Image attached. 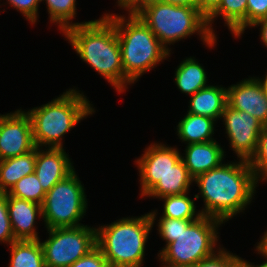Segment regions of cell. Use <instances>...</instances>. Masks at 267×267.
<instances>
[{
	"mask_svg": "<svg viewBox=\"0 0 267 267\" xmlns=\"http://www.w3.org/2000/svg\"><path fill=\"white\" fill-rule=\"evenodd\" d=\"M196 219H170L167 217H159L157 227L159 237L166 242L164 248L171 242L176 240V237L183 229Z\"/></svg>",
	"mask_w": 267,
	"mask_h": 267,
	"instance_id": "29",
	"label": "cell"
},
{
	"mask_svg": "<svg viewBox=\"0 0 267 267\" xmlns=\"http://www.w3.org/2000/svg\"><path fill=\"white\" fill-rule=\"evenodd\" d=\"M216 141L192 143L185 147L181 158L188 169L189 175L195 179L200 174L220 166L225 159L226 152Z\"/></svg>",
	"mask_w": 267,
	"mask_h": 267,
	"instance_id": "16",
	"label": "cell"
},
{
	"mask_svg": "<svg viewBox=\"0 0 267 267\" xmlns=\"http://www.w3.org/2000/svg\"><path fill=\"white\" fill-rule=\"evenodd\" d=\"M249 164L260 182H267V124L263 125L255 155Z\"/></svg>",
	"mask_w": 267,
	"mask_h": 267,
	"instance_id": "27",
	"label": "cell"
},
{
	"mask_svg": "<svg viewBox=\"0 0 267 267\" xmlns=\"http://www.w3.org/2000/svg\"><path fill=\"white\" fill-rule=\"evenodd\" d=\"M138 1L140 0H117V7H120L121 9H130L132 6H134Z\"/></svg>",
	"mask_w": 267,
	"mask_h": 267,
	"instance_id": "38",
	"label": "cell"
},
{
	"mask_svg": "<svg viewBox=\"0 0 267 267\" xmlns=\"http://www.w3.org/2000/svg\"><path fill=\"white\" fill-rule=\"evenodd\" d=\"M216 123L217 121L212 118L186 113L176 126V134L186 145L210 142L215 140L212 135H214Z\"/></svg>",
	"mask_w": 267,
	"mask_h": 267,
	"instance_id": "20",
	"label": "cell"
},
{
	"mask_svg": "<svg viewBox=\"0 0 267 267\" xmlns=\"http://www.w3.org/2000/svg\"><path fill=\"white\" fill-rule=\"evenodd\" d=\"M194 179L189 175L182 158L160 179L157 184L144 196L161 198L190 192Z\"/></svg>",
	"mask_w": 267,
	"mask_h": 267,
	"instance_id": "19",
	"label": "cell"
},
{
	"mask_svg": "<svg viewBox=\"0 0 267 267\" xmlns=\"http://www.w3.org/2000/svg\"><path fill=\"white\" fill-rule=\"evenodd\" d=\"M41 2H45L49 14V20L51 24L53 23L58 26L60 33H63L71 26L89 22H72L77 14L76 0H41Z\"/></svg>",
	"mask_w": 267,
	"mask_h": 267,
	"instance_id": "25",
	"label": "cell"
},
{
	"mask_svg": "<svg viewBox=\"0 0 267 267\" xmlns=\"http://www.w3.org/2000/svg\"><path fill=\"white\" fill-rule=\"evenodd\" d=\"M158 1L179 6H196V0H158Z\"/></svg>",
	"mask_w": 267,
	"mask_h": 267,
	"instance_id": "37",
	"label": "cell"
},
{
	"mask_svg": "<svg viewBox=\"0 0 267 267\" xmlns=\"http://www.w3.org/2000/svg\"><path fill=\"white\" fill-rule=\"evenodd\" d=\"M221 120L230 148L237 160L250 161L255 155L263 123L257 118L226 105Z\"/></svg>",
	"mask_w": 267,
	"mask_h": 267,
	"instance_id": "10",
	"label": "cell"
},
{
	"mask_svg": "<svg viewBox=\"0 0 267 267\" xmlns=\"http://www.w3.org/2000/svg\"><path fill=\"white\" fill-rule=\"evenodd\" d=\"M189 192L164 196L159 198L163 203V213L160 217H167L170 219H198L202 216L200 210H196L197 200L196 196L192 199L188 196Z\"/></svg>",
	"mask_w": 267,
	"mask_h": 267,
	"instance_id": "24",
	"label": "cell"
},
{
	"mask_svg": "<svg viewBox=\"0 0 267 267\" xmlns=\"http://www.w3.org/2000/svg\"><path fill=\"white\" fill-rule=\"evenodd\" d=\"M218 17L224 19L234 38H240L247 30V0H221L218 7L206 18L210 32L216 37L212 24Z\"/></svg>",
	"mask_w": 267,
	"mask_h": 267,
	"instance_id": "18",
	"label": "cell"
},
{
	"mask_svg": "<svg viewBox=\"0 0 267 267\" xmlns=\"http://www.w3.org/2000/svg\"><path fill=\"white\" fill-rule=\"evenodd\" d=\"M12 197L43 204L46 192L35 173L24 176L7 192Z\"/></svg>",
	"mask_w": 267,
	"mask_h": 267,
	"instance_id": "26",
	"label": "cell"
},
{
	"mask_svg": "<svg viewBox=\"0 0 267 267\" xmlns=\"http://www.w3.org/2000/svg\"><path fill=\"white\" fill-rule=\"evenodd\" d=\"M69 267H110L102 251L96 246Z\"/></svg>",
	"mask_w": 267,
	"mask_h": 267,
	"instance_id": "33",
	"label": "cell"
},
{
	"mask_svg": "<svg viewBox=\"0 0 267 267\" xmlns=\"http://www.w3.org/2000/svg\"><path fill=\"white\" fill-rule=\"evenodd\" d=\"M170 51L168 45L199 35L208 48L217 45V38L210 32L206 17L197 6H179L158 0H140L130 8Z\"/></svg>",
	"mask_w": 267,
	"mask_h": 267,
	"instance_id": "3",
	"label": "cell"
},
{
	"mask_svg": "<svg viewBox=\"0 0 267 267\" xmlns=\"http://www.w3.org/2000/svg\"><path fill=\"white\" fill-rule=\"evenodd\" d=\"M95 112L84 92L74 87L50 102L26 111L38 148H63V136Z\"/></svg>",
	"mask_w": 267,
	"mask_h": 267,
	"instance_id": "4",
	"label": "cell"
},
{
	"mask_svg": "<svg viewBox=\"0 0 267 267\" xmlns=\"http://www.w3.org/2000/svg\"><path fill=\"white\" fill-rule=\"evenodd\" d=\"M167 144L151 143L145 147L144 153L135 159L140 176V197L144 196L164 177V175L181 159L178 148Z\"/></svg>",
	"mask_w": 267,
	"mask_h": 267,
	"instance_id": "12",
	"label": "cell"
},
{
	"mask_svg": "<svg viewBox=\"0 0 267 267\" xmlns=\"http://www.w3.org/2000/svg\"><path fill=\"white\" fill-rule=\"evenodd\" d=\"M16 241L8 214L6 193L0 192V243L9 246Z\"/></svg>",
	"mask_w": 267,
	"mask_h": 267,
	"instance_id": "30",
	"label": "cell"
},
{
	"mask_svg": "<svg viewBox=\"0 0 267 267\" xmlns=\"http://www.w3.org/2000/svg\"><path fill=\"white\" fill-rule=\"evenodd\" d=\"M157 209L138 217H123L96 227V246L110 267H142L145 246L157 218Z\"/></svg>",
	"mask_w": 267,
	"mask_h": 267,
	"instance_id": "6",
	"label": "cell"
},
{
	"mask_svg": "<svg viewBox=\"0 0 267 267\" xmlns=\"http://www.w3.org/2000/svg\"><path fill=\"white\" fill-rule=\"evenodd\" d=\"M234 161L223 162L193 181L199 189V193L195 194L197 200L202 197L204 202L201 214L223 223L244 213L255 198L256 187L260 183L249 161Z\"/></svg>",
	"mask_w": 267,
	"mask_h": 267,
	"instance_id": "1",
	"label": "cell"
},
{
	"mask_svg": "<svg viewBox=\"0 0 267 267\" xmlns=\"http://www.w3.org/2000/svg\"><path fill=\"white\" fill-rule=\"evenodd\" d=\"M84 184L74 170L45 194L42 204L46 229L78 227L88 206Z\"/></svg>",
	"mask_w": 267,
	"mask_h": 267,
	"instance_id": "8",
	"label": "cell"
},
{
	"mask_svg": "<svg viewBox=\"0 0 267 267\" xmlns=\"http://www.w3.org/2000/svg\"><path fill=\"white\" fill-rule=\"evenodd\" d=\"M62 35L80 59L106 79L117 93L133 84L124 75L115 25L105 14L97 20L71 26Z\"/></svg>",
	"mask_w": 267,
	"mask_h": 267,
	"instance_id": "2",
	"label": "cell"
},
{
	"mask_svg": "<svg viewBox=\"0 0 267 267\" xmlns=\"http://www.w3.org/2000/svg\"><path fill=\"white\" fill-rule=\"evenodd\" d=\"M10 7L21 12V14L34 25L37 23L39 16V5L41 0H6Z\"/></svg>",
	"mask_w": 267,
	"mask_h": 267,
	"instance_id": "31",
	"label": "cell"
},
{
	"mask_svg": "<svg viewBox=\"0 0 267 267\" xmlns=\"http://www.w3.org/2000/svg\"><path fill=\"white\" fill-rule=\"evenodd\" d=\"M221 0H196L197 9L207 18L219 5Z\"/></svg>",
	"mask_w": 267,
	"mask_h": 267,
	"instance_id": "34",
	"label": "cell"
},
{
	"mask_svg": "<svg viewBox=\"0 0 267 267\" xmlns=\"http://www.w3.org/2000/svg\"><path fill=\"white\" fill-rule=\"evenodd\" d=\"M259 243L267 250V230L264 232V235L260 237Z\"/></svg>",
	"mask_w": 267,
	"mask_h": 267,
	"instance_id": "40",
	"label": "cell"
},
{
	"mask_svg": "<svg viewBox=\"0 0 267 267\" xmlns=\"http://www.w3.org/2000/svg\"><path fill=\"white\" fill-rule=\"evenodd\" d=\"M256 244L257 245H255L256 246L255 251H257V254L263 256L264 259L266 258V260L262 264H258V265L257 264L255 265L254 263L246 260V266L247 267H267V250L259 242H257Z\"/></svg>",
	"mask_w": 267,
	"mask_h": 267,
	"instance_id": "36",
	"label": "cell"
},
{
	"mask_svg": "<svg viewBox=\"0 0 267 267\" xmlns=\"http://www.w3.org/2000/svg\"><path fill=\"white\" fill-rule=\"evenodd\" d=\"M260 26V41L263 42V45L267 48V18L258 20L252 27Z\"/></svg>",
	"mask_w": 267,
	"mask_h": 267,
	"instance_id": "35",
	"label": "cell"
},
{
	"mask_svg": "<svg viewBox=\"0 0 267 267\" xmlns=\"http://www.w3.org/2000/svg\"><path fill=\"white\" fill-rule=\"evenodd\" d=\"M257 79L261 83L262 88H263L264 93H265V97L267 98V72H266L264 77H262V78L257 77Z\"/></svg>",
	"mask_w": 267,
	"mask_h": 267,
	"instance_id": "39",
	"label": "cell"
},
{
	"mask_svg": "<svg viewBox=\"0 0 267 267\" xmlns=\"http://www.w3.org/2000/svg\"><path fill=\"white\" fill-rule=\"evenodd\" d=\"M9 247V267H45L40 240H16Z\"/></svg>",
	"mask_w": 267,
	"mask_h": 267,
	"instance_id": "23",
	"label": "cell"
},
{
	"mask_svg": "<svg viewBox=\"0 0 267 267\" xmlns=\"http://www.w3.org/2000/svg\"><path fill=\"white\" fill-rule=\"evenodd\" d=\"M126 15L104 13L115 25L124 75L134 84L147 71L170 57L171 52L131 10Z\"/></svg>",
	"mask_w": 267,
	"mask_h": 267,
	"instance_id": "5",
	"label": "cell"
},
{
	"mask_svg": "<svg viewBox=\"0 0 267 267\" xmlns=\"http://www.w3.org/2000/svg\"><path fill=\"white\" fill-rule=\"evenodd\" d=\"M41 243L45 267H69L96 247V228L89 225L47 229Z\"/></svg>",
	"mask_w": 267,
	"mask_h": 267,
	"instance_id": "9",
	"label": "cell"
},
{
	"mask_svg": "<svg viewBox=\"0 0 267 267\" xmlns=\"http://www.w3.org/2000/svg\"><path fill=\"white\" fill-rule=\"evenodd\" d=\"M267 18V0H247V28Z\"/></svg>",
	"mask_w": 267,
	"mask_h": 267,
	"instance_id": "32",
	"label": "cell"
},
{
	"mask_svg": "<svg viewBox=\"0 0 267 267\" xmlns=\"http://www.w3.org/2000/svg\"><path fill=\"white\" fill-rule=\"evenodd\" d=\"M222 224V221L204 215L192 221L175 241L159 250L157 256L161 267H192L215 254L222 247L218 245V230Z\"/></svg>",
	"mask_w": 267,
	"mask_h": 267,
	"instance_id": "7",
	"label": "cell"
},
{
	"mask_svg": "<svg viewBox=\"0 0 267 267\" xmlns=\"http://www.w3.org/2000/svg\"><path fill=\"white\" fill-rule=\"evenodd\" d=\"M71 160L64 148L36 147L34 173L45 192L75 170Z\"/></svg>",
	"mask_w": 267,
	"mask_h": 267,
	"instance_id": "14",
	"label": "cell"
},
{
	"mask_svg": "<svg viewBox=\"0 0 267 267\" xmlns=\"http://www.w3.org/2000/svg\"><path fill=\"white\" fill-rule=\"evenodd\" d=\"M192 267H247L246 260L221 247L212 256L202 259Z\"/></svg>",
	"mask_w": 267,
	"mask_h": 267,
	"instance_id": "28",
	"label": "cell"
},
{
	"mask_svg": "<svg viewBox=\"0 0 267 267\" xmlns=\"http://www.w3.org/2000/svg\"><path fill=\"white\" fill-rule=\"evenodd\" d=\"M36 148L26 110L0 114V160L29 153Z\"/></svg>",
	"mask_w": 267,
	"mask_h": 267,
	"instance_id": "11",
	"label": "cell"
},
{
	"mask_svg": "<svg viewBox=\"0 0 267 267\" xmlns=\"http://www.w3.org/2000/svg\"><path fill=\"white\" fill-rule=\"evenodd\" d=\"M188 103L187 113L202 115L218 121L227 105V88L209 84L193 94Z\"/></svg>",
	"mask_w": 267,
	"mask_h": 267,
	"instance_id": "17",
	"label": "cell"
},
{
	"mask_svg": "<svg viewBox=\"0 0 267 267\" xmlns=\"http://www.w3.org/2000/svg\"><path fill=\"white\" fill-rule=\"evenodd\" d=\"M36 148L27 154L0 160V192L7 193L24 176L34 173Z\"/></svg>",
	"mask_w": 267,
	"mask_h": 267,
	"instance_id": "22",
	"label": "cell"
},
{
	"mask_svg": "<svg viewBox=\"0 0 267 267\" xmlns=\"http://www.w3.org/2000/svg\"><path fill=\"white\" fill-rule=\"evenodd\" d=\"M227 105L267 124V98L257 77H249L228 86Z\"/></svg>",
	"mask_w": 267,
	"mask_h": 267,
	"instance_id": "13",
	"label": "cell"
},
{
	"mask_svg": "<svg viewBox=\"0 0 267 267\" xmlns=\"http://www.w3.org/2000/svg\"><path fill=\"white\" fill-rule=\"evenodd\" d=\"M7 208L15 240H40L35 223L43 218L42 205L6 193Z\"/></svg>",
	"mask_w": 267,
	"mask_h": 267,
	"instance_id": "15",
	"label": "cell"
},
{
	"mask_svg": "<svg viewBox=\"0 0 267 267\" xmlns=\"http://www.w3.org/2000/svg\"><path fill=\"white\" fill-rule=\"evenodd\" d=\"M206 73L195 57H186L175 69L174 83L182 93L192 96L209 85Z\"/></svg>",
	"mask_w": 267,
	"mask_h": 267,
	"instance_id": "21",
	"label": "cell"
}]
</instances>
